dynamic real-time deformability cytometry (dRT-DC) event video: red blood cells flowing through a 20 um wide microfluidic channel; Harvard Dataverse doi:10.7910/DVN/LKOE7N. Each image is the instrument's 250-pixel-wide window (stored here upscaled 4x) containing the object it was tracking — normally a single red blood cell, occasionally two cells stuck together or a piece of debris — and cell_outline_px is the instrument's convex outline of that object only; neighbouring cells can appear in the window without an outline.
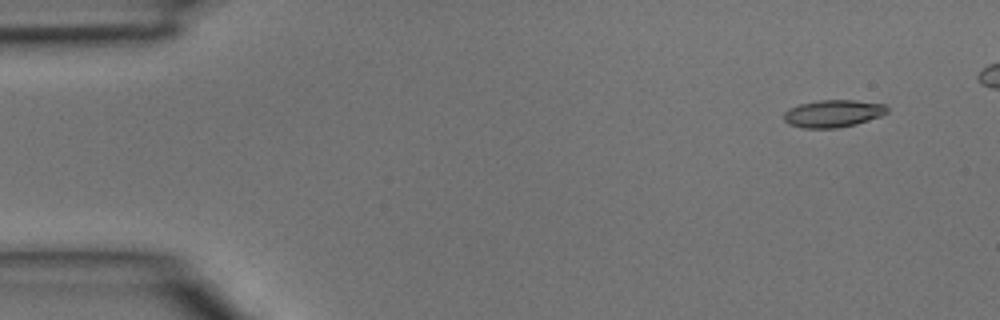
{"species": "common noctule bat (a hibernating species)", "species_latin": "Nyctalus noctula", "temperature_condition": "room temperature", "stored_images_in_passage": 4, "camera_frame_rate_fps": 3000, "um_per_image_px": 0.085, "animal": {"sex": "male", "body_mass_g": 15.6}, "frame": {"image": 1, "passage_image": 2, "time_ms": 0.333, "image_size_px": [1000, 320], "cell_outline_px": [[888, 112], [880, 116], [856, 124], [836, 128], [804, 128], [788, 124], [784, 120], [784, 112], [788, 108], [800, 104], [820, 100], [856, 100], [884, 104], [888, 108]], "centroid_in_image_um": [70.8, 9.65], "position_along_channel_um": 14.2, "area_um2": 16.47}}